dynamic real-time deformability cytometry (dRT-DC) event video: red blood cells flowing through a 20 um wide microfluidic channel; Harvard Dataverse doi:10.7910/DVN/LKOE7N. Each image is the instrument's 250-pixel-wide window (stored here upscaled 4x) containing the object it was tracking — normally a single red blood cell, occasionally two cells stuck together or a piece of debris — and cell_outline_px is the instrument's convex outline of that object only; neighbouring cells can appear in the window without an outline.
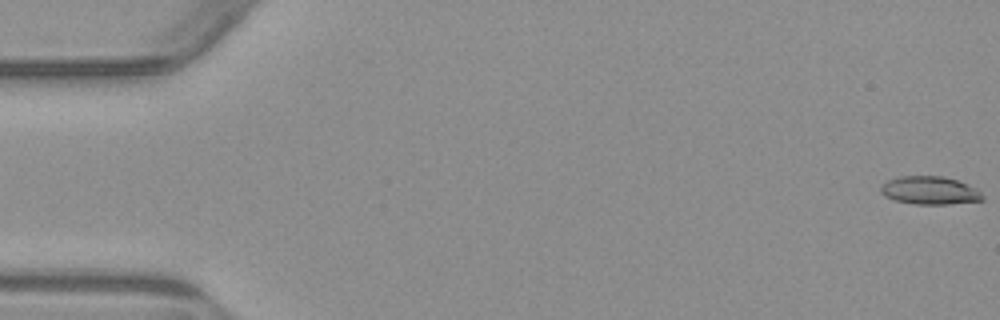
{"species": "common noctule bat (a hibernating species)", "species_latin": "Nyctalus noctula", "temperature_condition": "warm", "stored_images_in_passage": 6, "camera_frame_rate_fps": 3000, "um_per_image_px": 0.085, "animal": {"sex": "male", "body_mass_g": 23.1, "forearm_length_mm": 52.7}, "frame": {"image": 1, "passage_image": 1, "time_ms": 0.0, "image_size_px": [1000, 320], "cell_outline_px": [[984, 200], [948, 204], [916, 204], [892, 200], [884, 196], [880, 192], [880, 184], [888, 180], [900, 176], [944, 176], [968, 184], [980, 192], [984, 196]], "centroid_in_image_um": [78.99, 16.19], "position_along_channel_um": 6.0, "area_um2": 16.76}}
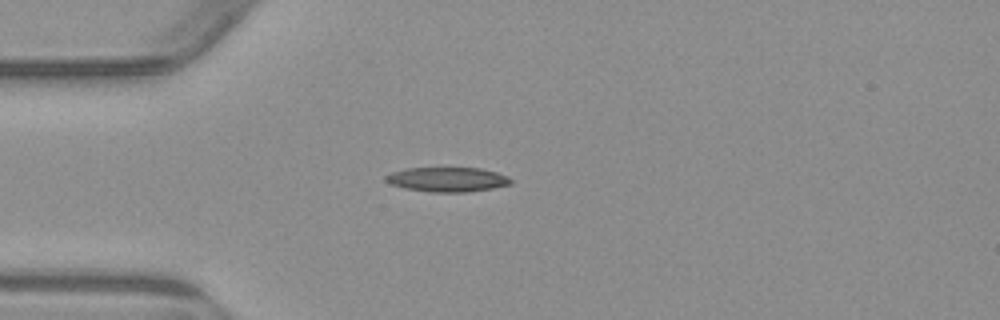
{"frame": {"image": 2, "passage_image": 5, "time_ms": 4.667, "image_size_px": [1000, 320], "cell_outline_px": [[512, 184], [492, 188], [468, 192], [432, 192], [404, 188], [388, 184], [384, 180], [384, 176], [392, 172], [408, 168], [480, 168], [496, 172], [508, 176], [512, 180]], "centroid_in_image_um": [38.01, 15.26], "position_along_channel_um": 47.0, "area_um2": 17.98}}